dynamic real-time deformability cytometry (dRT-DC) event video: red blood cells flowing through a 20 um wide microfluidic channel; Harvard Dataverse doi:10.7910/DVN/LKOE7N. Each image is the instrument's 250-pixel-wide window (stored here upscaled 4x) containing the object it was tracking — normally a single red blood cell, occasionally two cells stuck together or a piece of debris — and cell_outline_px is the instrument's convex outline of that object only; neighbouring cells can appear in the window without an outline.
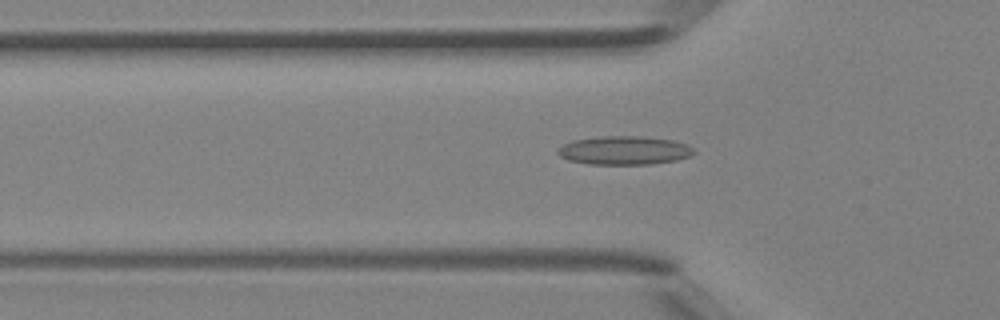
{"species": "Egyptian fruit bat (a non-hibernating species)", "species_latin": "Rousettus aegyptiacus", "temperature_condition": "room temperature", "stored_images_in_passage": 44, "camera_frame_rate_fps": 3000, "um_per_image_px": 0.085, "animal": {"sex": "female"}, "frame": {"image": 1, "passage_image": 12, "time_ms": 3.667, "image_size_px": [1000, 320], "cell_outline_px": [[696, 152], [692, 156], [676, 160], [652, 164], [588, 164], [568, 160], [560, 156], [556, 152], [556, 148], [572, 140], [600, 136], [640, 136], [672, 140], [688, 144]], "centroid_in_image_um": [53.05, 12.78], "position_along_channel_um": 72.7, "area_um2": 22.89}}
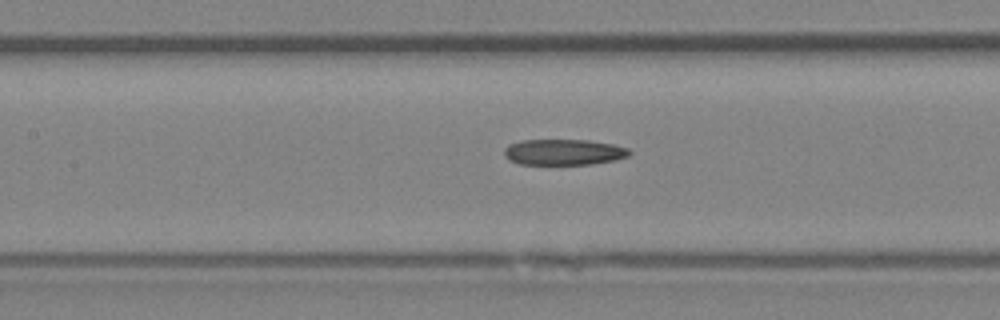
{"frame": {"image": 2, "passage_image": 18, "time_ms": 5.667, "image_size_px": [1000, 320], "cell_outline_px": [[632, 152], [628, 156], [616, 160], [592, 164], [520, 164], [504, 156], [504, 148], [508, 144], [520, 140], [588, 140], [612, 144], [628, 148]], "centroid_in_image_um": [47.92, 12.92], "position_along_channel_um": 159.5, "area_um2": 18.9}}
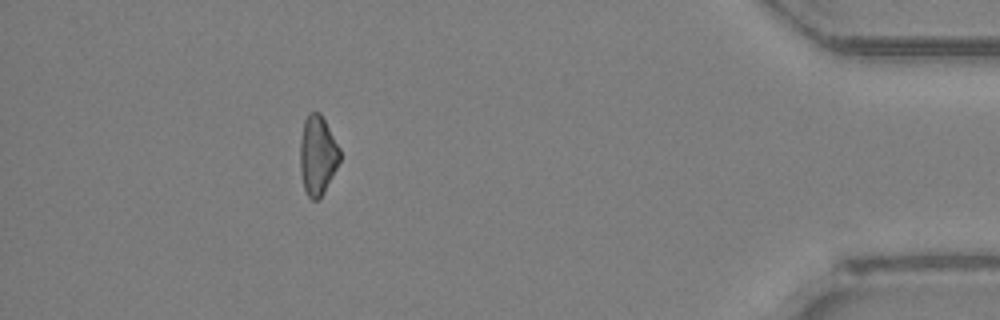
{"frame": {"image": 3, "passage_image": 39, "time_ms": 12.667, "image_size_px": [1000, 320], "cell_outline_px": [[340, 160], [320, 200], [312, 200], [308, 196], [304, 188], [300, 172], [300, 140], [304, 120], [308, 112], [320, 112], [340, 148]], "centroid_in_image_um": [26.98, 13.2], "position_along_channel_um": 408.2, "area_um2": 18.44}, "authors_computed_cell_mechanics": {"area_um2": 19.3341, "velocity_mm_per_s": 4.3326, "shape_relaxation_time_tau1_ms": null, "shape_relaxation_time_tau2_ms": 9.5062, "deformation_change_tau1": null, "deformation_change_tau2": 0.2981}}